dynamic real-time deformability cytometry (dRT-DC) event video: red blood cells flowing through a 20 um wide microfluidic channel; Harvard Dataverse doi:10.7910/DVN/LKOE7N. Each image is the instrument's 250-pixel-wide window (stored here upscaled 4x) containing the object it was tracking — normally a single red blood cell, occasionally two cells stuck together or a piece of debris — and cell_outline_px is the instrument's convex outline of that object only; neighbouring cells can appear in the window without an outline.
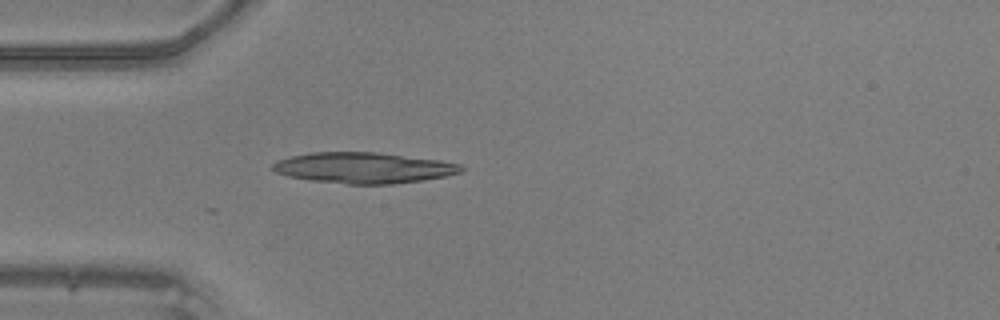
{"species": "common noctule bat (a hibernating species)", "species_latin": "Nyctalus noctula", "temperature_condition": "warm", "stored_images_in_passage": 35, "camera_frame_rate_fps": 3000, "um_per_image_px": 0.085, "animal": {"sex": "male", "body_mass_g": 20.5, "forearm_length_mm": 52.5}, "frame": {"image": 1, "passage_image": 1, "time_ms": 0.0, "image_size_px": [1000, 320], "cell_outline_px": [[464, 168], [460, 172], [448, 176], [392, 184], [348, 184], [312, 180], [288, 176], [276, 172], [272, 168], [272, 164], [276, 160], [308, 152], [376, 152], [440, 160], [460, 164]], "centroid_in_image_um": [30.89, 14.26], "position_along_channel_um": 54.1, "area_um2": 33.76}}
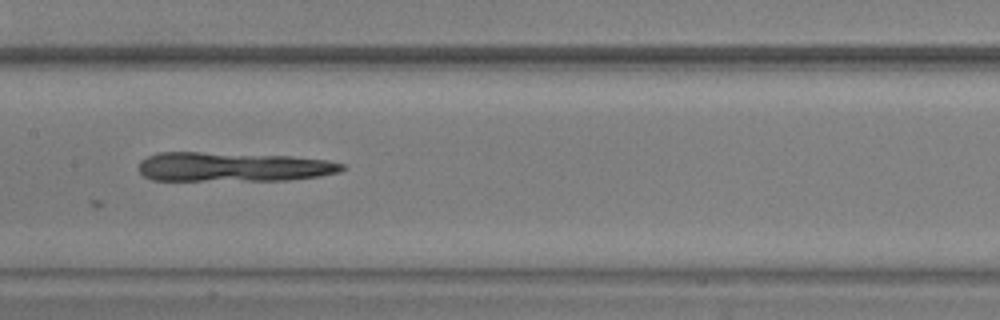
{"frame": {"image": 2, "passage_image": 11, "time_ms": 3.333, "image_size_px": [1000, 320], "cell_outline_px": [[348, 168], [340, 172], [320, 176], [288, 180], [152, 180], [144, 176], [140, 172], [140, 160], [156, 152], [200, 152], [288, 156], [328, 160], [344, 164]], "centroid_in_image_um": [19.84, 14.18], "position_along_channel_um": 187.6, "area_um2": 34.85}}
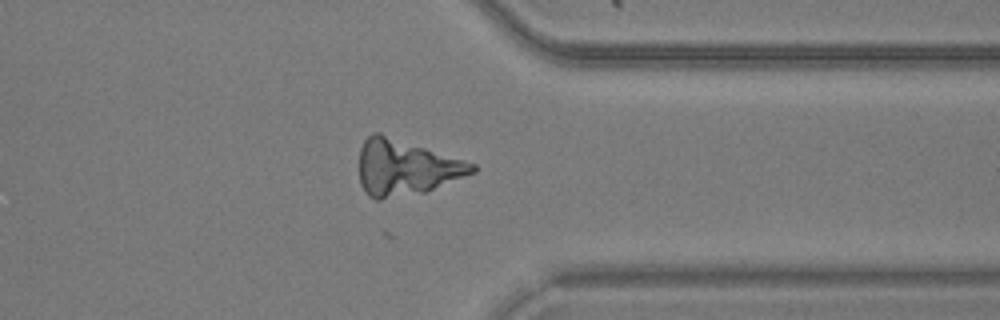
{"frame": {"image": 3, "passage_image": 25, "time_ms": 8.0, "image_size_px": [1000, 320], "cell_outline_px": [[476, 172], [424, 192], [380, 200], [376, 200], [368, 196], [364, 192], [360, 184], [360, 148], [364, 140], [372, 132], [380, 132], [476, 164]], "centroid_in_image_um": [34.46, 14.24], "position_along_channel_um": 376.9, "area_um2": 36.65}}